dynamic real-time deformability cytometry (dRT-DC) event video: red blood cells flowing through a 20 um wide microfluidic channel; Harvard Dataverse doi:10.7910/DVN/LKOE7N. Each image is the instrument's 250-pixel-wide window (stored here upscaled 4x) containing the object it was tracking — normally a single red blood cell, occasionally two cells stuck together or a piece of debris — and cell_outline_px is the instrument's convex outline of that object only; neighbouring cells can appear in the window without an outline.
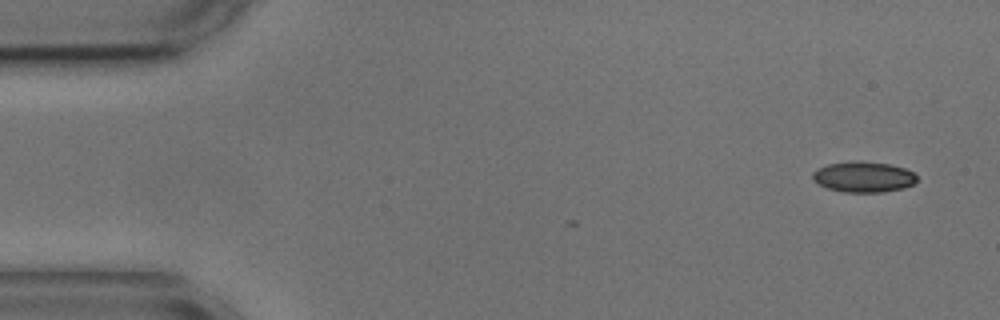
{"species": "common noctule bat (a hibernating species)", "species_latin": "Nyctalus noctula", "temperature_condition": "cold", "stored_images_in_passage": 2, "camera_frame_rate_fps": 3000, "um_per_image_px": 0.085, "animal": {"sex": "male", "body_mass_g": 17.9, "forearm_length_mm": 54.2}, "frame": {"image": 1, "passage_image": 2, "time_ms": 1.0, "image_size_px": [1000, 320], "cell_outline_px": [[916, 180], [912, 184], [904, 188], [884, 192], [844, 192], [828, 188], [812, 180], [812, 172], [816, 168], [828, 164], [848, 160], [860, 160], [888, 164], [904, 168], [912, 172], [916, 176]], "centroid_in_image_um": [73.35, 15.02], "position_along_channel_um": 11.7, "area_um2": 18.79}}